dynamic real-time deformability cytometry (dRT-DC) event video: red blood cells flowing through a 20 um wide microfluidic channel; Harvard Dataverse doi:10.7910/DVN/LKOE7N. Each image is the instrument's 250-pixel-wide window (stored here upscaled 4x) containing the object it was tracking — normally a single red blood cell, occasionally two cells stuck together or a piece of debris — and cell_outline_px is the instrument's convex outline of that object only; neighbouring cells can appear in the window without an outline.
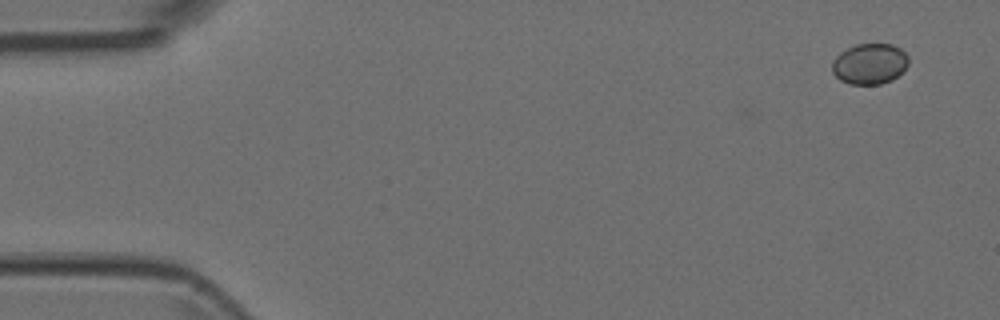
{"species": "Egyptian fruit bat (a non-hibernating species)", "species_latin": "Rousettus aegyptiacus", "temperature_condition": "room temperature", "stored_images_in_passage": 5, "camera_frame_rate_fps": 3000, "um_per_image_px": 0.085, "animal": {"sex": "female"}, "frame": {"image": 1, "passage_image": 1, "time_ms": 0.0, "image_size_px": [1000, 320], "cell_outline_px": [[908, 64], [892, 80], [880, 84], [848, 84], [840, 80], [832, 72], [832, 60], [840, 52], [856, 44], [892, 44], [900, 48], [908, 56]], "centroid_in_image_um": [73.89, 5.42], "position_along_channel_um": 11.1, "area_um2": 18.09}}